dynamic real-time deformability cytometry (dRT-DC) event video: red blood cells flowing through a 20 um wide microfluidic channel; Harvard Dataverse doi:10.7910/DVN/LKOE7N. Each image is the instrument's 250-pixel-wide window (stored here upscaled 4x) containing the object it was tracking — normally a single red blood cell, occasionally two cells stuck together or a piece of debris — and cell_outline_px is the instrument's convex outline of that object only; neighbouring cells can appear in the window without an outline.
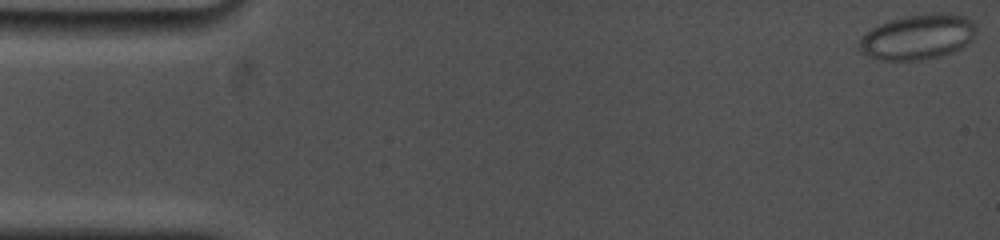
{"species": "common noctule bat (a hibernating species)", "species_latin": "Nyctalus noctula", "temperature_condition": "cold", "stored_images_in_passage": 51, "camera_frame_rate_fps": 5000, "um_per_image_px": 0.085, "animal": {"sex": "female", "body_mass_g": 19.0, "forearm_length_mm": 53.3}, "frame": {"image": 1, "passage_image": 1, "time_ms": 0.0, "image_size_px": [1000, 240], "cell_outline_px": [[976, 32], [960, 48], [952, 52], [940, 56], [920, 60], [880, 60], [868, 56], [860, 48], [860, 40], [872, 28], [880, 24], [892, 20], [908, 16], [936, 12], [940, 12], [964, 16], [972, 20], [976, 24]], "centroid_in_image_um": [78.04, 3.13], "position_along_channel_um": 7.0, "area_um2": 30.23}}
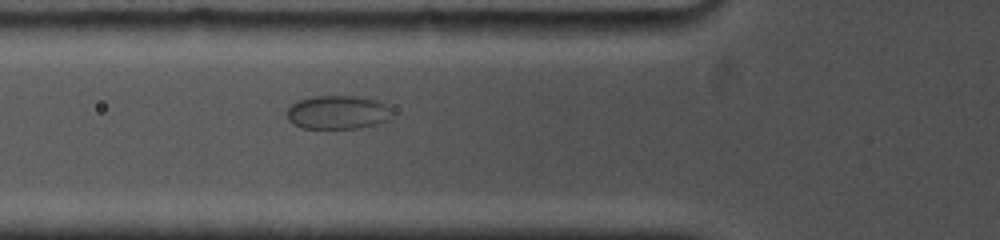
{"frame": {"image": 2, "passage_image": 20, "time_ms": 6.4, "image_size_px": [1000, 240], "cell_outline_px": [[392, 116], [388, 120], [376, 124], [360, 128], [300, 128], [292, 124], [288, 120], [288, 108], [292, 104], [300, 100], [312, 96], [360, 96], [380, 100], [388, 108]], "centroid_in_image_um": [28.71, 9.55], "position_along_channel_um": 97.1, "area_um2": 20.69}}
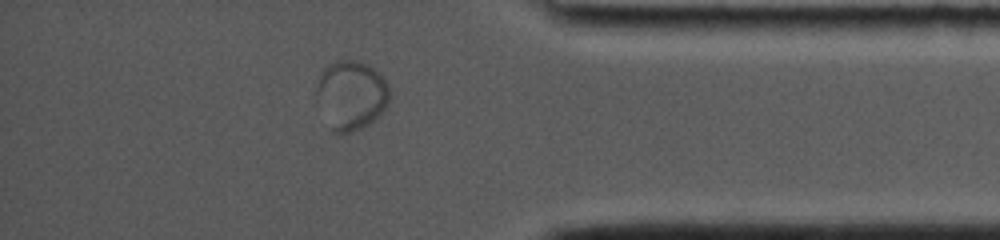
{"frame": {"image": 3, "passage_image": 45, "time_ms": 15.4, "image_size_px": [1000, 240], "cell_outline_px": [[388, 104], [376, 120], [352, 132], [332, 132], [316, 100], [316, 88], [320, 72], [328, 64], [336, 60], [356, 60], [368, 64], [388, 84]], "centroid_in_image_um": [29.81, 8.08], "position_along_channel_um": 405.4, "area_um2": 29.48}}